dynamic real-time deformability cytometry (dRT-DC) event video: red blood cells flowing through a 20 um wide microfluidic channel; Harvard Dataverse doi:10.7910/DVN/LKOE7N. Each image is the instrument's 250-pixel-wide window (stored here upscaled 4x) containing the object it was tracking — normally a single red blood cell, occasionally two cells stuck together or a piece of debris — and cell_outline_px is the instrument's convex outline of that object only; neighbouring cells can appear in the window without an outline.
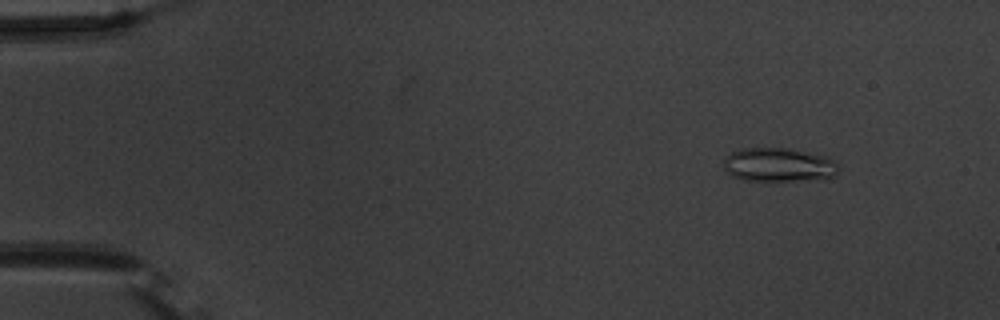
{"species": "common noctule bat (a hibernating species)", "species_latin": "Nyctalus noctula", "temperature_condition": "warm", "stored_images_in_passage": 56, "camera_frame_rate_fps": 3000, "um_per_image_px": 0.085, "animal": {"sex": "male", "body_mass_g": 20.1, "forearm_length_mm": 53.5}, "frame": {"image": 1, "passage_image": 7, "time_ms": 2.0, "image_size_px": [1000, 320], "cell_outline_px": [[840, 168], [836, 176], [828, 180], [744, 180], [732, 176], [724, 168], [724, 160], [732, 152], [740, 148], [788, 148], [828, 156], [840, 164]], "centroid_in_image_um": [66.29, 14.01], "position_along_channel_um": 18.7, "area_um2": 23.06}}
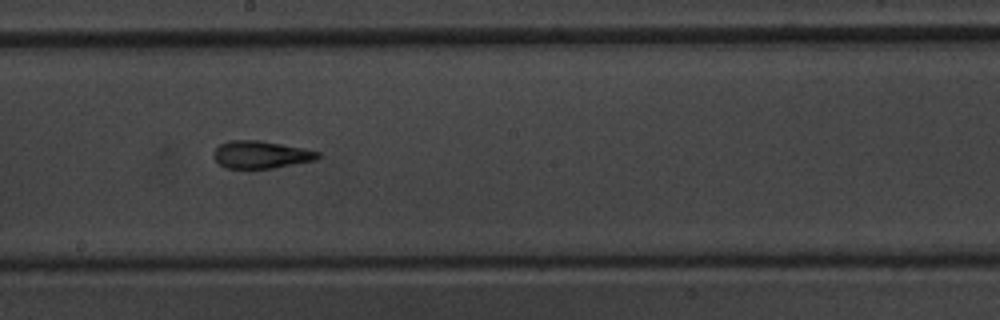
{"frame": {"image": 2, "passage_image": 32, "time_ms": 10.333, "image_size_px": [1000, 320], "cell_outline_px": [[320, 156], [316, 160], [272, 168], [224, 168], [212, 156], [212, 152], [220, 144], [228, 140], [260, 140], [304, 148], [320, 152]], "centroid_in_image_um": [22.16, 13.13], "position_along_channel_um": 226.0, "area_um2": 16.76}}
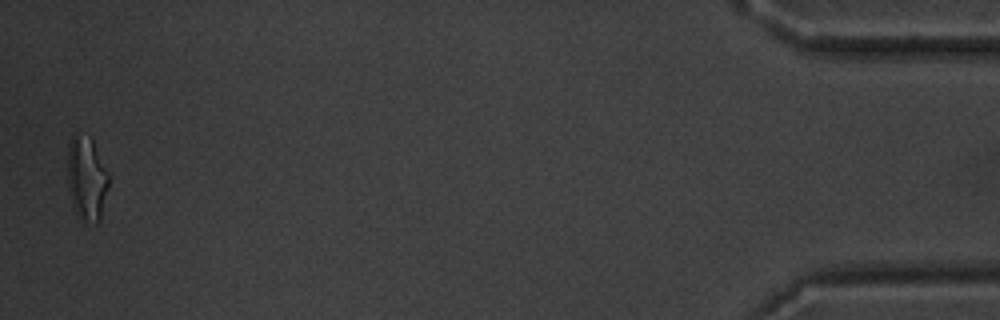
{"frame": {"image": 3, "passage_image": 55, "time_ms": 18.0, "image_size_px": [1000, 320], "cell_outline_px": [[108, 184], [100, 220], [96, 224], [80, 220], [76, 216], [72, 204], [68, 188], [68, 144], [72, 136], [76, 132], [92, 140], [108, 176]], "centroid_in_image_um": [7.33, 15.23], "position_along_channel_um": 427.9, "area_um2": 19.88}, "authors_computed_cell_mechanics": {"area_um2": 17.6001, "velocity_mm_per_s": 3.7392, "shape_relaxation_time_tau1_ms": null, "shape_relaxation_time_tau2_ms": 2.4697, "deformation_change_tau1": null, "deformation_change_tau2": 0.1237}}